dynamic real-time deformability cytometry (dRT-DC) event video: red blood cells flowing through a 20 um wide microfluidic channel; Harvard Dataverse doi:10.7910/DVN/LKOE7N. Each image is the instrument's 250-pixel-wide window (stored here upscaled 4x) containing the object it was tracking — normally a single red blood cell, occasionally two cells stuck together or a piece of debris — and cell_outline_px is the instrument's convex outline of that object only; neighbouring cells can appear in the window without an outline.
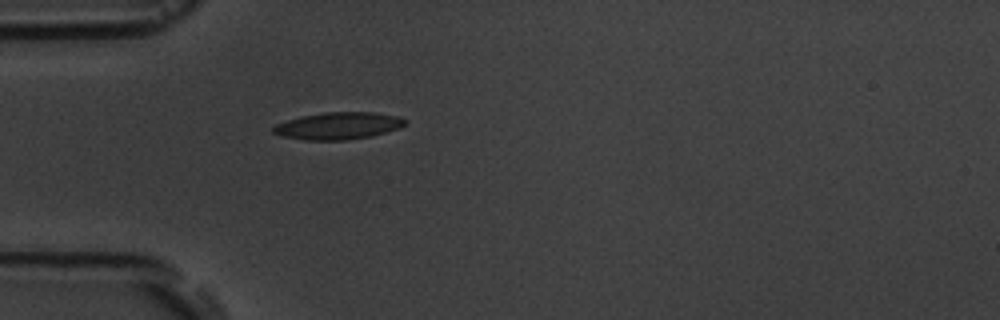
{"species": "common noctule bat (a hibernating species)", "species_latin": "Nyctalus noctula", "temperature_condition": "room temperature", "stored_images_in_passage": 2, "camera_frame_rate_fps": 3000, "um_per_image_px": 0.085, "animal": {"sex": "male", "body_mass_g": 19.5, "forearm_length_mm": 54.6}, "frame": {"image": 1, "passage_image": 2, "time_ms": 3.667, "image_size_px": [1000, 320], "cell_outline_px": [[408, 124], [400, 128], [372, 136], [344, 140], [304, 140], [284, 136], [272, 132], [272, 128], [276, 124], [300, 116], [324, 112], [376, 112], [396, 116], [408, 120]], "centroid_in_image_um": [28.79, 10.69], "position_along_channel_um": 56.2, "area_um2": 20.92}}